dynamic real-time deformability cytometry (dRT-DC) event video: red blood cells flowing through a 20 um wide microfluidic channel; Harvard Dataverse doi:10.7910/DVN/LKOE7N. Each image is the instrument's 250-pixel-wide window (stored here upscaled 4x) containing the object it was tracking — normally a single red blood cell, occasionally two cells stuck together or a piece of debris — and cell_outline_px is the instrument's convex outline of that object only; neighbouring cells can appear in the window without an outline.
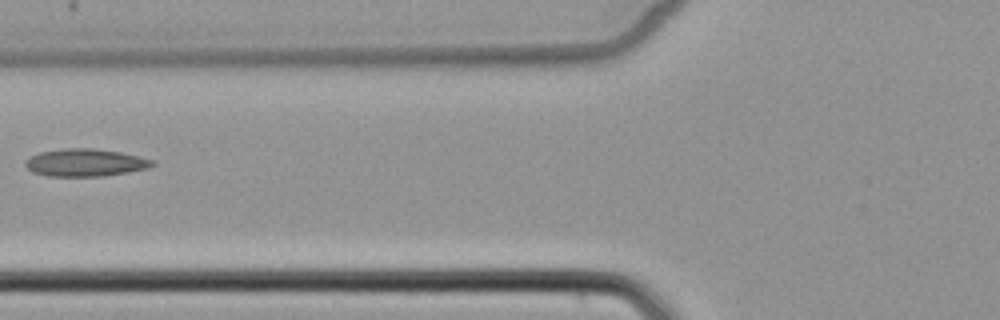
{"species": "common noctule bat (a hibernating species)", "species_latin": "Nyctalus noctula", "temperature_condition": "cold", "stored_images_in_passage": 2, "camera_frame_rate_fps": 3000, "um_per_image_px": 0.085, "animal": {"sex": "female", "body_mass_g": 22.7, "forearm_length_mm": 54.2}, "frame": {"image": 1, "passage_image": 2, "time_ms": 1.333, "image_size_px": [1000, 320], "cell_outline_px": [[156, 164], [148, 168], [128, 172], [104, 176], [48, 176], [32, 172], [24, 164], [24, 160], [28, 156], [40, 152], [64, 148], [92, 148], [120, 152], [140, 156], [156, 160]], "centroid_in_image_um": [7.25, 13.82], "position_along_channel_um": 118.5, "area_um2": 20.63}}